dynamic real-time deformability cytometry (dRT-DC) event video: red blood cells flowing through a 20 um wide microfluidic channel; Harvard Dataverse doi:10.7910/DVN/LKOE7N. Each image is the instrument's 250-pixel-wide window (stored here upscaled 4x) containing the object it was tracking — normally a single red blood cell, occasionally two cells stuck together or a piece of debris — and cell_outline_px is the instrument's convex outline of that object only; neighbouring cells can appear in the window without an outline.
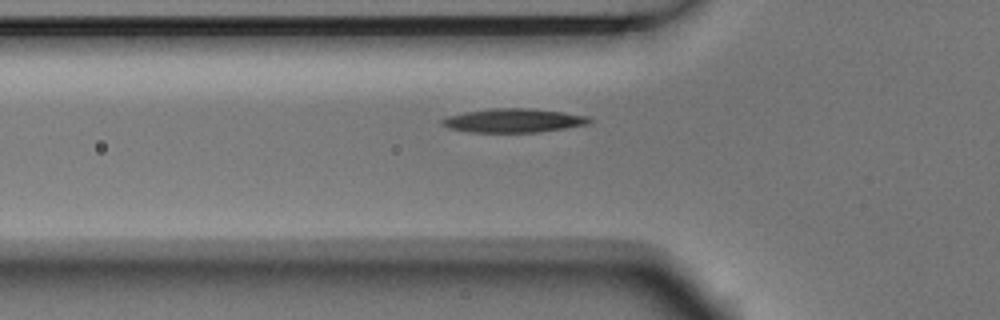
{"species": "Egyptian fruit bat (a non-hibernating species)", "species_latin": "Rousettus aegyptiacus", "temperature_condition": "room temperature", "stored_images_in_passage": 5, "camera_frame_rate_fps": 3000, "um_per_image_px": 0.085, "animal": {"sex": "male"}, "frame": {"image": 1, "passage_image": 5, "time_ms": 1.333, "image_size_px": [1000, 320], "cell_outline_px": [[592, 120], [588, 124], [564, 128], [536, 132], [472, 132], [448, 128], [440, 124], [440, 120], [448, 116], [464, 112], [492, 108], [532, 108], [588, 116]], "centroid_in_image_um": [43.6, 10.24], "position_along_channel_um": 82.2, "area_um2": 20.35}}